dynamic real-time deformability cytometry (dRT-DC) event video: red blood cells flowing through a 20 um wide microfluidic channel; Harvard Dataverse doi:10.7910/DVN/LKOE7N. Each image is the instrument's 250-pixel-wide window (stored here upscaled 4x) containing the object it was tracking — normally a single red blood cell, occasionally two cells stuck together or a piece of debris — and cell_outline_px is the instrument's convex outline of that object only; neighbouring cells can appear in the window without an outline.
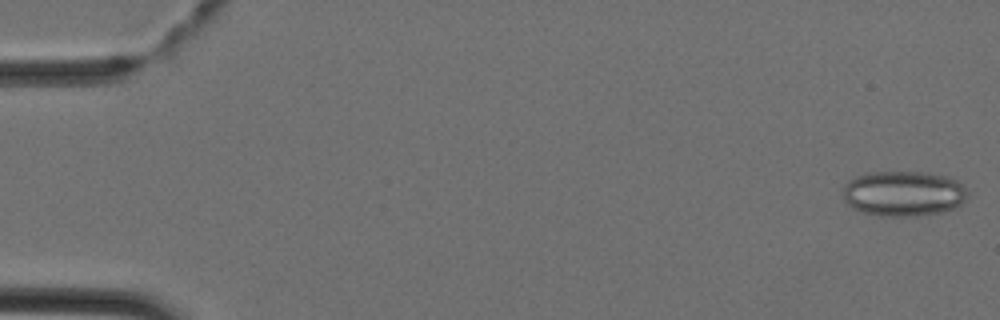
{"species": "Egyptian fruit bat (a non-hibernating species)", "species_latin": "Rousettus aegyptiacus", "temperature_condition": "cold", "stored_images_in_passage": 4, "camera_frame_rate_fps": 3000, "um_per_image_px": 0.085, "animal": {"sex": "female"}, "frame": {"image": 1, "passage_image": 1, "time_ms": 0.0, "image_size_px": [1000, 320], "cell_outline_px": [[968, 196], [960, 204], [952, 208], [940, 212], [916, 216], [880, 216], [864, 212], [848, 204], [844, 200], [844, 184], [848, 180], [864, 172], [924, 172], [948, 176], [964, 184], [968, 192]], "centroid_in_image_um": [76.81, 16.43], "position_along_channel_um": 8.2, "area_um2": 33.0}}